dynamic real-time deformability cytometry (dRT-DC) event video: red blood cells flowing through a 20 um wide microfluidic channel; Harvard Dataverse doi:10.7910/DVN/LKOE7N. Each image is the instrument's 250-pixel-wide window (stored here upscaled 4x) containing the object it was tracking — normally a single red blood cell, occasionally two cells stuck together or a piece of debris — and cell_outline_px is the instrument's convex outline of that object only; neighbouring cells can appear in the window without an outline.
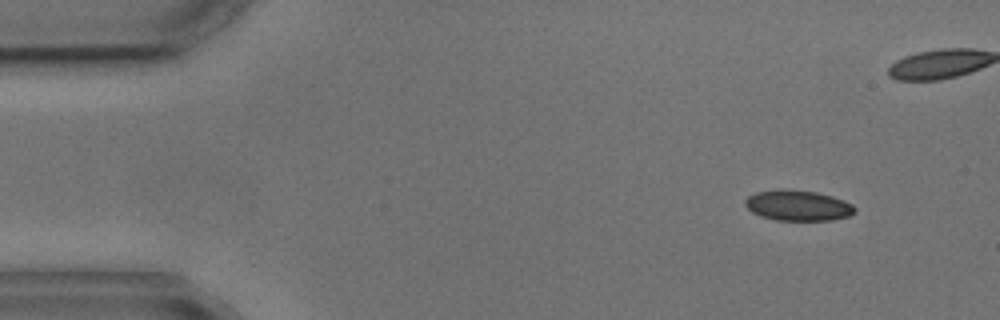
{"species": "common noctule bat (a hibernating species)", "species_latin": "Nyctalus noctula", "temperature_condition": "cold", "stored_images_in_passage": 10, "camera_frame_rate_fps": 3000, "um_per_image_px": 0.085, "animal": {"sex": "male", "body_mass_g": 17.9, "forearm_length_mm": 54.2}, "frame": {"image": 1, "passage_image": 1, "time_ms": 0.0, "image_size_px": [1000, 320], "cell_outline_px": [[856, 212], [848, 216], [832, 220], [776, 220], [760, 216], [752, 212], [744, 204], [744, 200], [748, 196], [756, 192], [816, 192], [832, 196], [844, 200], [852, 204], [856, 208]], "centroid_in_image_um": [67.87, 17.52], "position_along_channel_um": 17.1, "area_um2": 18.79}}
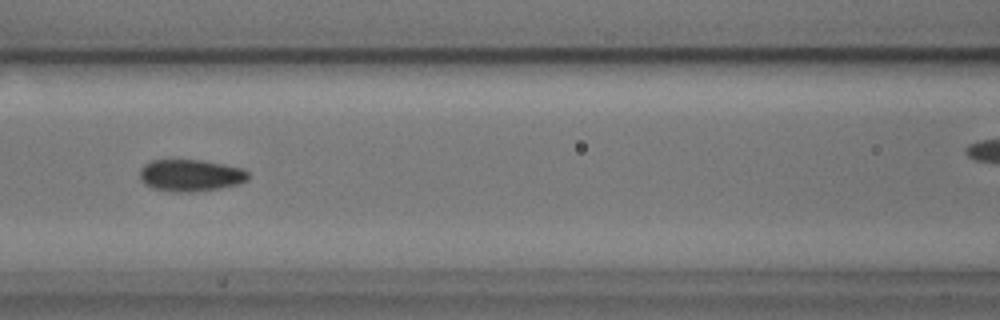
{"frame": {"image": 2, "passage_image": 6, "time_ms": 6.0, "image_size_px": [1000, 320], "cell_outline_px": [[248, 180], [240, 184], [220, 188], [192, 192], [172, 192], [152, 188], [144, 184], [140, 180], [140, 168], [144, 164], [152, 160], [200, 160], [224, 164], [244, 168], [248, 172]], "centroid_in_image_um": [16.2, 14.91], "position_along_channel_um": 150.4, "area_um2": 20.4}}
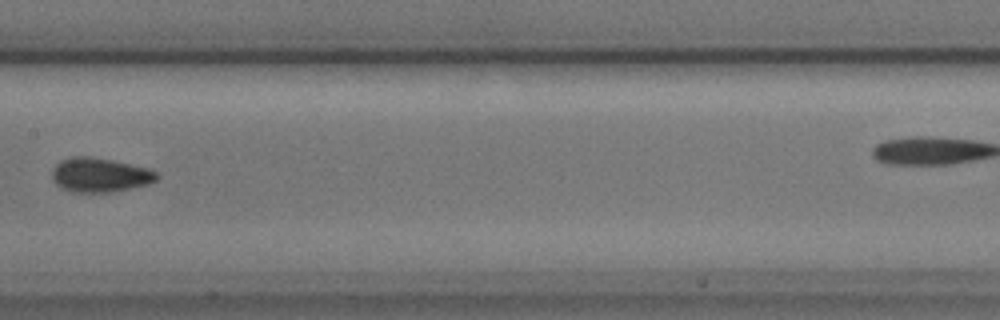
{"frame": {"image": 3, "passage_image": 7, "time_ms": 7.333, "image_size_px": [1000, 320], "cell_outline_px": [[160, 176], [156, 180], [148, 184], [108, 192], [72, 192], [56, 184], [52, 180], [52, 168], [60, 160], [68, 156], [92, 156], [112, 160], [148, 168], [156, 172]], "centroid_in_image_um": [8.45, 14.85], "position_along_channel_um": 198.9, "area_um2": 20.92}}